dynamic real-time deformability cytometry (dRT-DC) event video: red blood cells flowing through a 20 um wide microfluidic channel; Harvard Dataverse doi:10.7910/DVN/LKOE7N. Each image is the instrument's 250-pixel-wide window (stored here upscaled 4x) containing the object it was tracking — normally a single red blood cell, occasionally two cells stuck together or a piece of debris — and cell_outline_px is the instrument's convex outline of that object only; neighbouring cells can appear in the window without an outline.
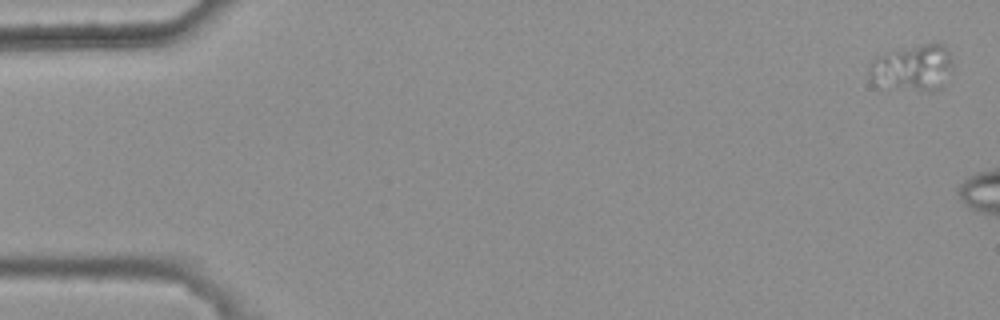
{"species": "common noctule bat (a hibernating species)", "species_latin": "Nyctalus noctula", "temperature_condition": "warm", "stored_images_in_passage": 4, "camera_frame_rate_fps": 3000, "um_per_image_px": 0.085, "animal": {"sex": "female", "body_mass_g": 25.1}, "frame": {"image": 1, "passage_image": 1, "time_ms": 0.0, "image_size_px": [1000, 320], "cell_outline_px": [[952, 68], [944, 84], [940, 88], [928, 92], [872, 84], [868, 76], [868, 68], [872, 60], [876, 56], [884, 52], [936, 40], [944, 44], [948, 52], [952, 64]], "centroid_in_image_um": [77.56, 5.72], "position_along_channel_um": 7.4, "area_um2": 23.18}}